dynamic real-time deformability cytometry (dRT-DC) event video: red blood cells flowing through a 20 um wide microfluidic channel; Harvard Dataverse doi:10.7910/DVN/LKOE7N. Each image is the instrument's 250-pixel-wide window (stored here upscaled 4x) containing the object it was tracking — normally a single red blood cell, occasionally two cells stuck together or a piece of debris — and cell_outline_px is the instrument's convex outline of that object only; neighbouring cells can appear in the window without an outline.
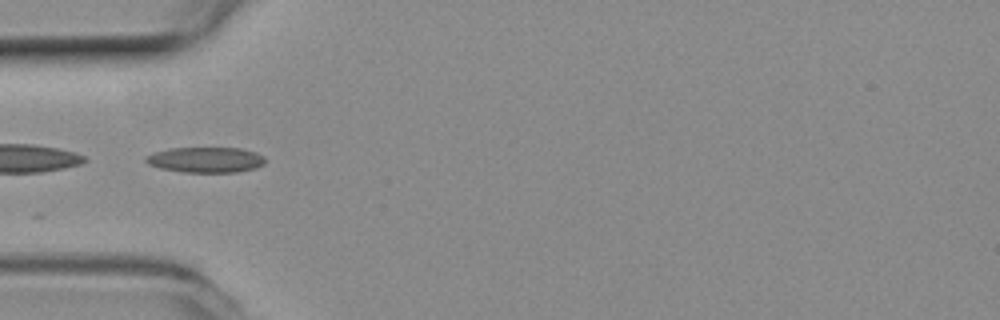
{"species": "common noctule bat (a hibernating species)", "species_latin": "Nyctalus noctula", "temperature_condition": "room temperature", "stored_images_in_passage": 9, "camera_frame_rate_fps": 3000, "um_per_image_px": 0.085, "animal": {"sex": "female", "body_mass_g": 19.3, "forearm_length_mm": 54.1}, "frame": {"image": 1, "passage_image": 3, "time_ms": 0.667, "image_size_px": [1000, 320], "cell_outline_px": [[264, 164], [256, 168], [236, 172], [184, 172], [160, 168], [148, 164], [144, 160], [144, 156], [168, 148], [240, 148], [256, 152], [264, 156]], "centroid_in_image_um": [17.48, 13.58], "position_along_channel_um": 67.5, "area_um2": 17.74}}